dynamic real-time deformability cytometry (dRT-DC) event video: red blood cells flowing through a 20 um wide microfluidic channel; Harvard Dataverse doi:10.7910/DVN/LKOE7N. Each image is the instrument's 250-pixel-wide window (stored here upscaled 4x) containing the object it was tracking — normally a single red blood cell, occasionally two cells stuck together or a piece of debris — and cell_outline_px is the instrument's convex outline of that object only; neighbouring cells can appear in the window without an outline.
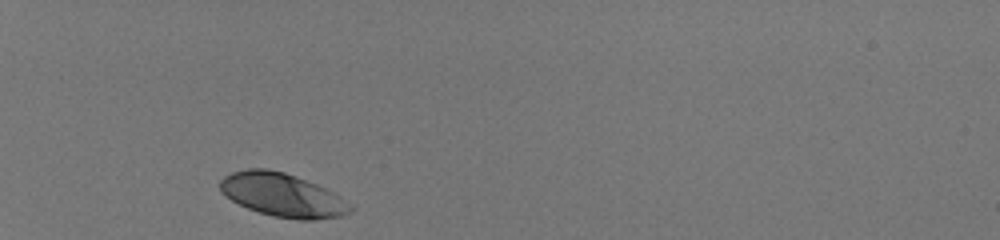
{"species": "human", "species_latin": "Homo sapiens", "temperature_condition": "room temperature", "stored_images_in_passage": 30, "camera_frame_rate_fps": 3000, "um_per_image_px": 0.085, "donor": {"sex": "male"}, "frame": {"image": 1, "passage_image": 1, "time_ms": 0.0, "image_size_px": [1000, 240], "cell_outline_px": [[356, 208], [352, 212], [340, 216], [312, 220], [300, 220], [272, 216], [248, 208], [232, 200], [220, 192], [220, 180], [224, 176], [232, 172], [248, 168], [268, 168], [284, 172], [296, 176], [316, 184], [340, 196], [352, 204]], "centroid_in_image_um": [24.03, 16.57], "position_along_channel_um": 61.0, "area_um2": 33.12}}
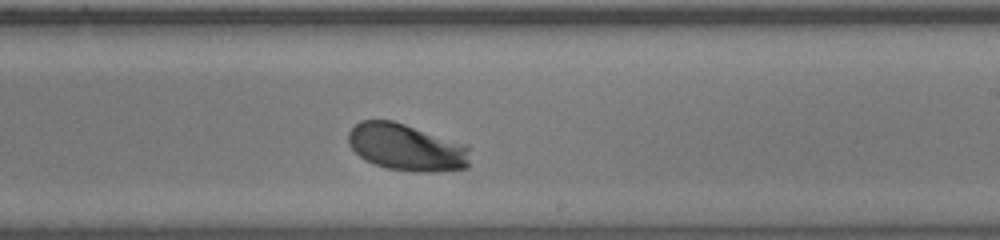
{"frame": {"image": 2, "passage_image": 18, "time_ms": 5.667, "image_size_px": [1000, 240], "cell_outline_px": [[468, 168], [436, 172], [412, 172], [388, 168], [364, 160], [348, 144], [348, 132], [360, 120], [392, 120], [404, 124], [468, 148]], "centroid_in_image_um": [34.46, 12.55], "position_along_channel_um": 254.5, "area_um2": 32.48}}
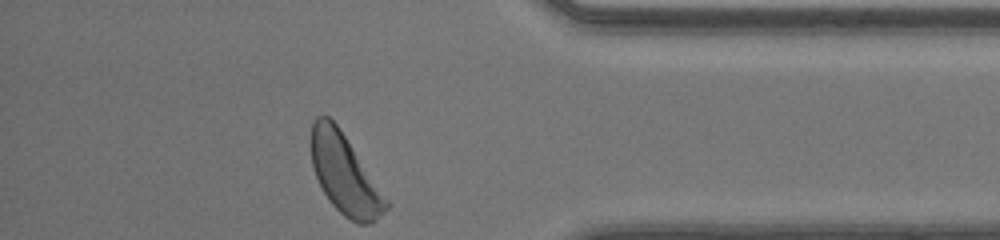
{"frame": {"image": 3, "passage_image": 30, "time_ms": 9.667, "image_size_px": [1000, 240], "cell_outline_px": [[392, 204], [372, 224], [356, 224], [344, 216], [328, 200], [312, 168], [312, 124], [316, 116], [328, 116], [340, 128]], "centroid_in_image_um": [29.34, 14.85], "position_along_channel_um": 405.9, "area_um2": 34.74}, "authors_computed_cell_mechanics": {"area_um2": 32.946, "velocity_mm_per_s": 4.0712, "shape_relaxation_time_tau1_ms": 1.2191, "shape_relaxation_time_tau2_ms": null, "deformation_change_tau1": 0.1063, "deformation_change_tau2": null}}